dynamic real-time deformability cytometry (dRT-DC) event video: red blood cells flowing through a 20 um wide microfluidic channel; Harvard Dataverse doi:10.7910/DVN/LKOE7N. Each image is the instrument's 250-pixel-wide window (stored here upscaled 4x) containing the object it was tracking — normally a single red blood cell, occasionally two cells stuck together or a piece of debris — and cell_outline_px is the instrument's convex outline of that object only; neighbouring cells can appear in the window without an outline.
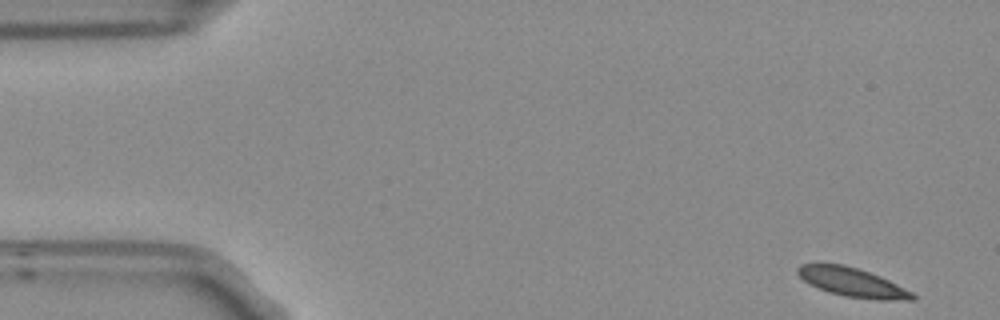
{"species": "Egyptian fruit bat (a non-hibernating species)", "species_latin": "Rousettus aegyptiacus", "temperature_condition": "room temperature", "stored_images_in_passage": 52, "camera_frame_rate_fps": 3000, "um_per_image_px": 0.085, "frame": {"image": 1, "passage_image": 1, "time_ms": 0.0, "image_size_px": [1000, 320], "cell_outline_px": [[916, 300], [876, 300], [844, 296], [828, 292], [816, 288], [808, 284], [796, 272], [796, 268], [800, 264], [844, 264], [880, 276], [912, 292], [916, 296]], "centroid_in_image_um": [72.43, 24.01], "position_along_channel_um": 12.6, "area_um2": 19.36}}
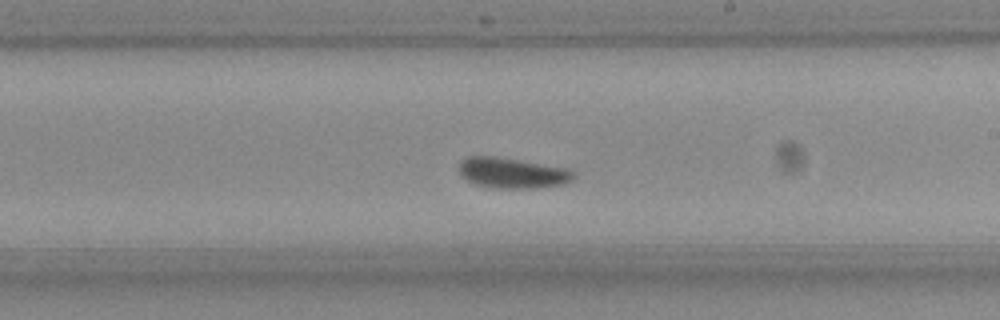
{"frame": {"image": 2, "passage_image": 29, "time_ms": 9.333, "image_size_px": [1000, 320], "cell_outline_px": [[576, 176], [572, 180], [564, 184], [536, 188], [492, 188], [476, 184], [468, 180], [460, 172], [460, 160], [468, 156], [496, 156], [568, 168], [576, 172]], "centroid_in_image_um": [43.59, 14.7], "position_along_channel_um": 245.4, "area_um2": 20.46}}
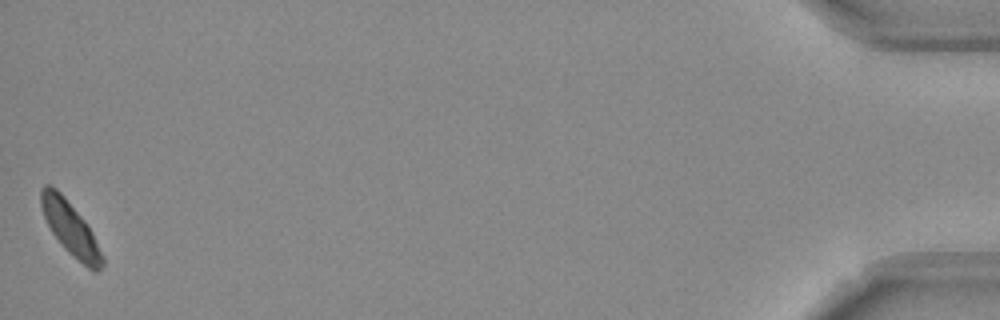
{"frame": {"image": 3, "passage_image": 52, "time_ms": 17.0, "image_size_px": [1000, 320], "cell_outline_px": [[104, 264], [96, 272], [88, 268], [68, 252], [64, 248], [52, 232], [44, 216], [40, 204], [40, 192], [48, 184], [56, 188], [64, 196], [88, 224], [104, 256]], "centroid_in_image_um": [6.01, 19.43], "position_along_channel_um": 429.2, "area_um2": 18.84}, "authors_computed_cell_mechanics": {"area_um2": 19.7387, "velocity_mm_per_s": 3.7084, "shape_relaxation_time_tau1_ms": 3.9148, "shape_relaxation_time_tau2_ms": null, "deformation_change_tau1": 0.0593, "deformation_change_tau2": null}}